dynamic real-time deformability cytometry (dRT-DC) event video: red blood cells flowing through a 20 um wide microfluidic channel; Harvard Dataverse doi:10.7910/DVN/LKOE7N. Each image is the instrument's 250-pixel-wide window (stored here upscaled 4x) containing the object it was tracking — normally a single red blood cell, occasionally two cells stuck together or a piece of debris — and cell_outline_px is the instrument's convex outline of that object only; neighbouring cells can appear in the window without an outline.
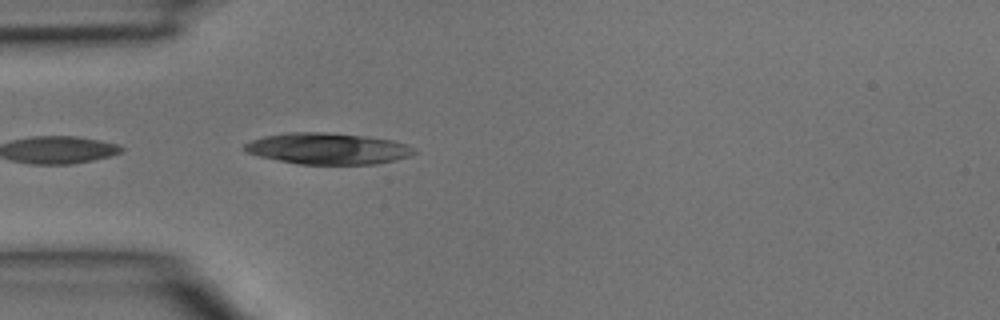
{"species": "common noctule bat (a hibernating species)", "species_latin": "Nyctalus noctula", "temperature_condition": "room temperature", "stored_images_in_passage": 4, "camera_frame_rate_fps": 3000, "um_per_image_px": 0.085, "animal": {"sex": "male", "body_mass_g": 15.6}, "frame": {"image": 1, "passage_image": 4, "time_ms": 1.0, "image_size_px": [1000, 320], "cell_outline_px": [[416, 152], [408, 156], [396, 160], [376, 164], [296, 164], [260, 156], [244, 152], [244, 144], [252, 140], [264, 136], [288, 132], [324, 132], [368, 136], [392, 140], [408, 144]], "centroid_in_image_um": [27.85, 12.63], "position_along_channel_um": 57.1, "area_um2": 30.98}}